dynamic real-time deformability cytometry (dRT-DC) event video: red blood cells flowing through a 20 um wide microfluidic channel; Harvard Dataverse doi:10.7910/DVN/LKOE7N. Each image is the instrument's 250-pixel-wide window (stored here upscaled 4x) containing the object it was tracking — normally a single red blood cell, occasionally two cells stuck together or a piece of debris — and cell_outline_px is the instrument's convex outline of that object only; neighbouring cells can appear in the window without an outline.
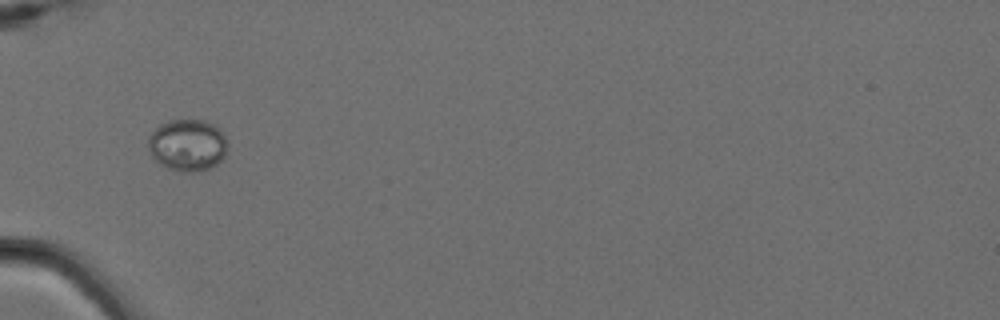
{"species": "Egyptian fruit bat (a non-hibernating species)", "species_latin": "Rousettus aegyptiacus", "temperature_condition": "cold", "stored_images_in_passage": 7, "camera_frame_rate_fps": 3000, "um_per_image_px": 0.085, "animal": {"sex": "female"}, "frame": {"image": 1, "passage_image": 7, "time_ms": 2.0, "image_size_px": [1000, 320], "cell_outline_px": [[228, 148], [224, 156], [216, 164], [208, 168], [196, 172], [180, 172], [168, 168], [160, 164], [148, 152], [148, 136], [160, 124], [168, 120], [204, 120], [216, 124], [220, 128], [228, 144]], "centroid_in_image_um": [15.94, 12.32], "position_along_channel_um": 69.1, "area_um2": 24.28}}